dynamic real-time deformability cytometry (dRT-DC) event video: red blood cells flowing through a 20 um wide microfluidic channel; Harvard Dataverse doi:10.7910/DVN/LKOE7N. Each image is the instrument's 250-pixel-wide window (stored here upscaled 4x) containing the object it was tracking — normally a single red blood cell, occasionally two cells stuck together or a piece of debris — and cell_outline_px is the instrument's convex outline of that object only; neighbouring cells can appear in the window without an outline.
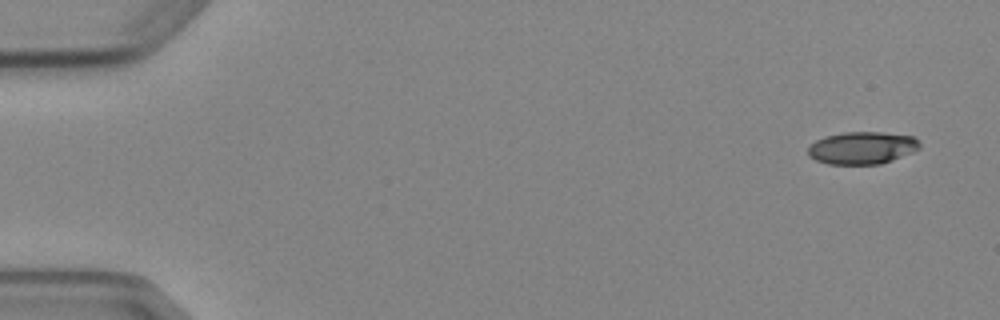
{"species": "Egyptian fruit bat (a non-hibernating species)", "species_latin": "Rousettus aegyptiacus", "temperature_condition": "cold", "stored_images_in_passage": 4, "camera_frame_rate_fps": 3000, "um_per_image_px": 0.085, "animal": {"sex": "female"}, "frame": {"image": 1, "passage_image": 1, "time_ms": 0.0, "image_size_px": [1000, 320], "cell_outline_px": [[920, 148], [912, 152], [892, 160], [880, 164], [828, 164], [816, 160], [808, 156], [808, 148], [816, 140], [828, 136], [844, 132], [884, 132], [912, 136], [920, 144]], "centroid_in_image_um": [73.27, 12.57], "position_along_channel_um": 11.7, "area_um2": 20.92}}